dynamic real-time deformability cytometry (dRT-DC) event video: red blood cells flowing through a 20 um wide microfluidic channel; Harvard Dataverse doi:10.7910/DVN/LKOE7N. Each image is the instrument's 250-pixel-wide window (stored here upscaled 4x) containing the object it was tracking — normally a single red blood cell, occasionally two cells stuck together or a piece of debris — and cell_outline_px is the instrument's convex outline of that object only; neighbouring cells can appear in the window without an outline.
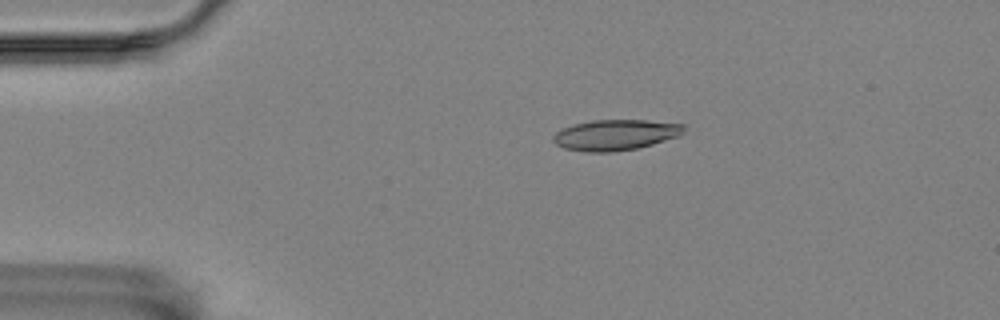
{"species": "Egyptian fruit bat (a non-hibernating species)", "species_latin": "Rousettus aegyptiacus", "temperature_condition": "room temperature", "stored_images_in_passage": 50, "camera_frame_rate_fps": 3000, "um_per_image_px": 0.085, "animal": {"sex": "female"}, "frame": {"image": 1, "passage_image": 5, "time_ms": 1.333, "image_size_px": [1000, 320], "cell_outline_px": [[684, 132], [680, 136], [652, 144], [636, 148], [616, 152], [584, 152], [564, 148], [556, 144], [552, 140], [552, 136], [556, 132], [564, 128], [576, 124], [592, 120], [644, 120], [684, 124]], "centroid_in_image_um": [52.31, 11.47], "position_along_channel_um": 32.7, "area_um2": 23.35}}
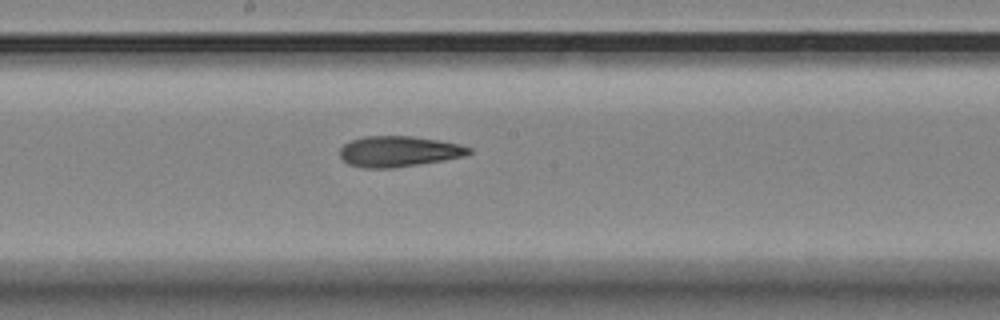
{"frame": {"image": 2, "passage_image": 24, "time_ms": 7.667, "image_size_px": [1000, 320], "cell_outline_px": [[472, 152], [464, 156], [444, 160], [392, 168], [364, 168], [348, 164], [340, 156], [340, 148], [344, 144], [352, 140], [364, 136], [412, 136], [460, 144], [472, 148]], "centroid_in_image_um": [33.89, 12.87], "position_along_channel_um": 214.3, "area_um2": 23.0}}
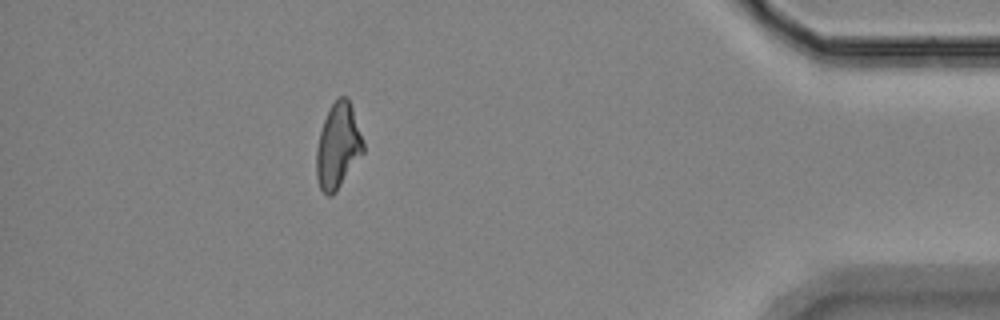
{"frame": {"image": 3, "passage_image": 44, "time_ms": 14.333, "image_size_px": [1000, 320], "cell_outline_px": [[364, 152], [336, 192], [332, 196], [328, 196], [320, 188], [316, 176], [316, 152], [320, 132], [324, 120], [332, 104], [340, 96], [348, 96], [364, 144]], "centroid_in_image_um": [28.72, 12.44], "position_along_channel_um": 406.5, "area_um2": 23.0}, "authors_computed_cell_mechanics": {"area_um2": 23.1778, "velocity_mm_per_s": 3.5723, "shape_relaxation_time_tau1_ms": null, "shape_relaxation_time_tau2_ms": 4.3939, "deformation_change_tau1": null, "deformation_change_tau2": 0.1336}}